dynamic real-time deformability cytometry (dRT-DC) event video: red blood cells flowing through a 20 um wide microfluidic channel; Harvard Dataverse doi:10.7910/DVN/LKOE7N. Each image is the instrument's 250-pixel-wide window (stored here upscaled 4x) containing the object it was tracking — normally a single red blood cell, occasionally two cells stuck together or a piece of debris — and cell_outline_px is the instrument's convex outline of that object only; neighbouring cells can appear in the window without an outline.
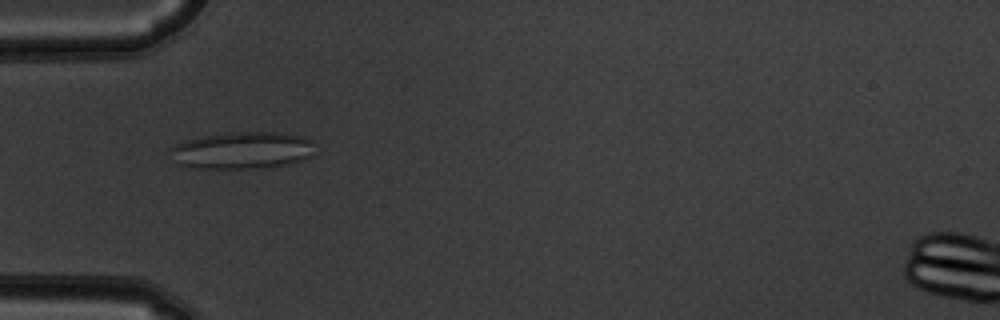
{"species": "common noctule bat (a hibernating species)", "species_latin": "Nyctalus noctula", "temperature_condition": "warm", "stored_images_in_passage": 6, "camera_frame_rate_fps": 3000, "um_per_image_px": 0.085, "animal": {"sex": "male", "body_mass_g": 19.5, "forearm_length_mm": 54.6}, "frame": {"image": 1, "passage_image": 4, "time_ms": 1.0, "image_size_px": [1000, 320], "cell_outline_px": [[312, 156], [300, 160], [284, 164], [264, 168], [192, 168], [180, 164], [168, 148], [184, 140], [204, 136], [232, 132], [276, 132], [304, 136], [312, 140]], "centroid_in_image_um": [20.59, 12.77], "position_along_channel_um": 64.4, "area_um2": 30.98}}
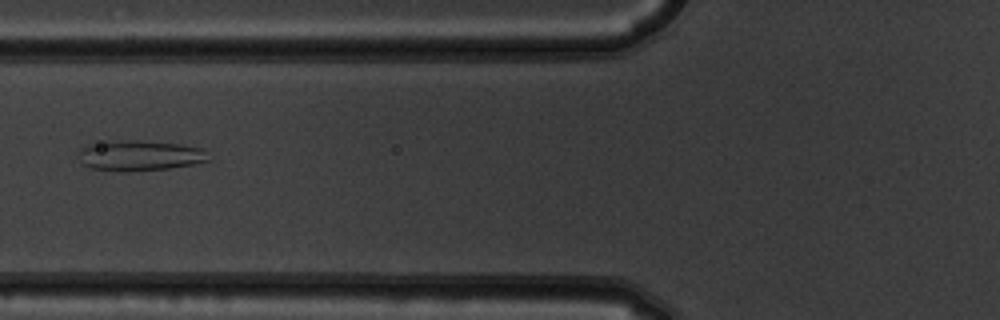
{"frame": {"image": 2, "passage_image": 5, "time_ms": 1.333, "image_size_px": [1000, 320], "cell_outline_px": [[212, 160], [196, 164], [168, 168], [128, 172], [124, 172], [92, 168], [80, 164], [80, 148], [88, 144], [108, 140], [140, 140], [180, 144], [200, 148]], "centroid_in_image_um": [11.84, 13.22], "position_along_channel_um": 114.0, "area_um2": 23.29}}